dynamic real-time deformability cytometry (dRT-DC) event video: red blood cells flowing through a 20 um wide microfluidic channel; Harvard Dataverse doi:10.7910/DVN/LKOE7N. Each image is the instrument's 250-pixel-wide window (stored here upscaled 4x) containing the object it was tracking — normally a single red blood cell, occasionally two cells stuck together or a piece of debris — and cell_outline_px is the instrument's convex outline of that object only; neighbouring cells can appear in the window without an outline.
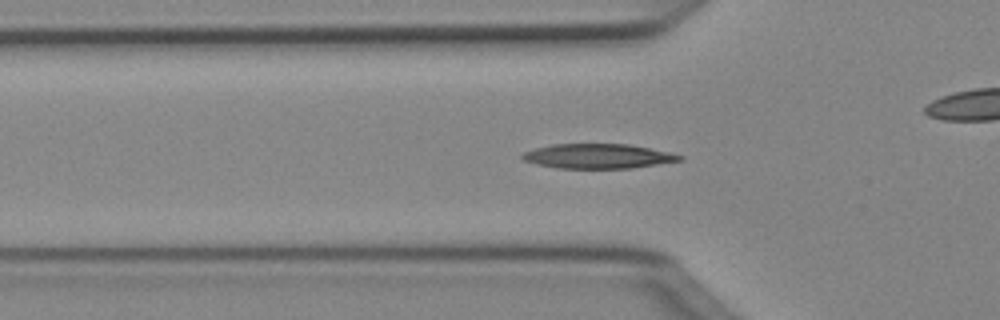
{"species": "Egyptian fruit bat (a non-hibernating species)", "species_latin": "Rousettus aegyptiacus", "temperature_condition": "cold", "stored_images_in_passage": 49, "camera_frame_rate_fps": 3000, "um_per_image_px": 0.085, "animal": {"sex": "female"}, "frame": {"image": 1, "passage_image": 15, "time_ms": 4.667, "image_size_px": [1000, 320], "cell_outline_px": [[684, 160], [632, 168], [556, 168], [536, 164], [524, 160], [520, 156], [524, 152], [536, 148], [552, 144], [628, 144], [668, 152], [684, 156]], "centroid_in_image_um": [50.83, 13.28], "position_along_channel_um": 75.0, "area_um2": 22.48}}
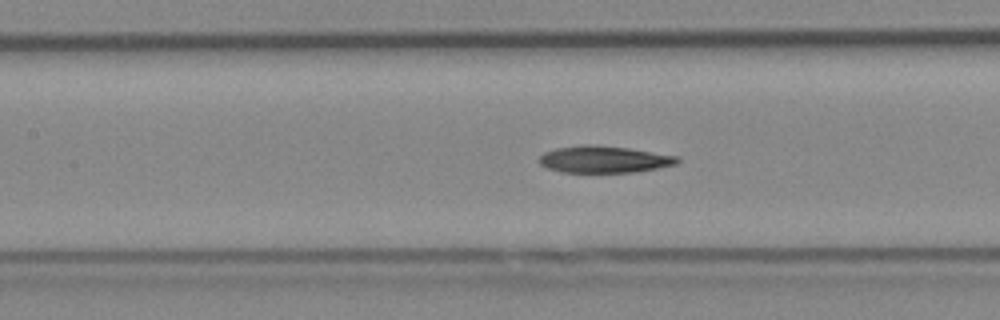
{"frame": {"image": 2, "passage_image": 21, "time_ms": 6.667, "image_size_px": [1000, 320], "cell_outline_px": [[680, 160], [676, 164], [660, 168], [632, 172], [560, 172], [548, 168], [540, 164], [536, 160], [544, 152], [556, 148], [584, 144], [592, 144], [628, 148], [680, 156]], "centroid_in_image_um": [51.34, 13.54], "position_along_channel_um": 156.1, "area_um2": 21.79}}
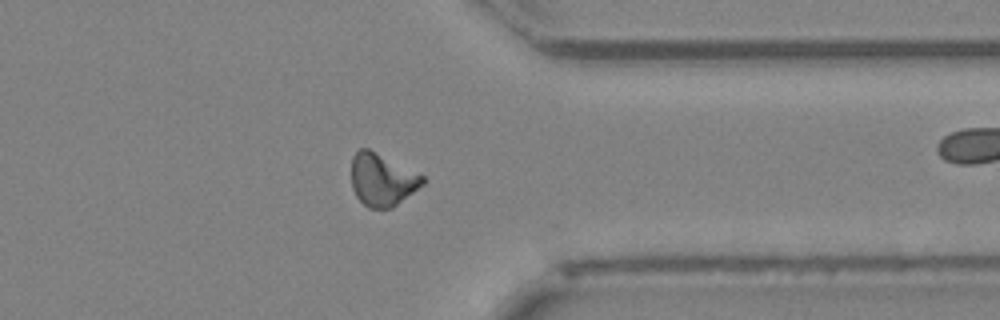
{"frame": {"image": 3, "passage_image": 38, "time_ms": 12.333, "image_size_px": [1000, 320], "cell_outline_px": [[424, 184], [392, 208], [368, 208], [356, 196], [352, 188], [352, 156], [360, 148], [368, 148], [424, 176]], "centroid_in_image_um": [32.47, 15.28], "position_along_channel_um": 378.9, "area_um2": 21.56}, "authors_computed_cell_mechanics": {"area_um2": 21.7906, "velocity_mm_per_s": 4.0345, "shape_relaxation_time_tau1_ms": 6.3536, "shape_relaxation_time_tau2_ms": null, "deformation_change_tau1": 0.1739, "deformation_change_tau2": null}}